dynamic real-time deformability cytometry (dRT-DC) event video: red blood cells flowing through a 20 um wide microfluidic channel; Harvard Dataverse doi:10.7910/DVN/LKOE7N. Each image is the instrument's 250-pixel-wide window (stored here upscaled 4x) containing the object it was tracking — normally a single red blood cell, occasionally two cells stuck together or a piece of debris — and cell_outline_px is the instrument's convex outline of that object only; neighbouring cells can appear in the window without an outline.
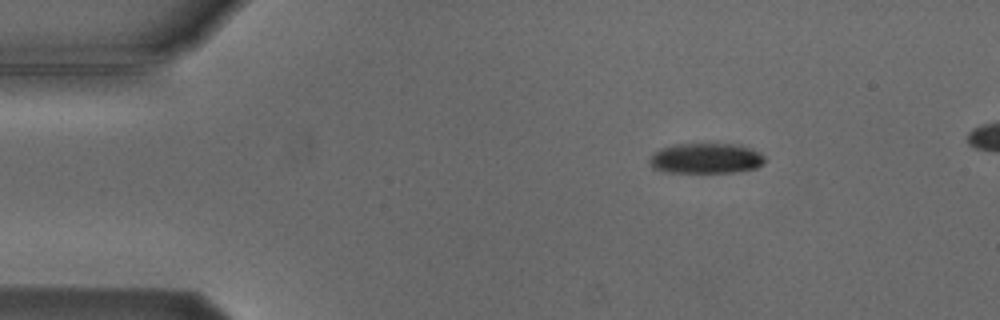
{"species": "Egyptian fruit bat (a non-hibernating species)", "species_latin": "Rousettus aegyptiacus", "temperature_condition": "cold", "stored_images_in_passage": 4, "segment_of_instrument_passage": [1, 2], "camera_frame_rate_fps": 3000, "um_per_image_px": 0.085, "animal": {"sex": "male"}, "frame": {"image": 1, "passage_image": 1, "time_ms": 0.0, "image_size_px": [1000, 320], "cell_outline_px": [[764, 164], [756, 168], [732, 172], [668, 172], [652, 168], [648, 164], [648, 160], [660, 148], [676, 144], [740, 144], [752, 148], [760, 152], [764, 156]], "centroid_in_image_um": [60.02, 13.45], "position_along_channel_um": 25.0, "area_um2": 20.46}}